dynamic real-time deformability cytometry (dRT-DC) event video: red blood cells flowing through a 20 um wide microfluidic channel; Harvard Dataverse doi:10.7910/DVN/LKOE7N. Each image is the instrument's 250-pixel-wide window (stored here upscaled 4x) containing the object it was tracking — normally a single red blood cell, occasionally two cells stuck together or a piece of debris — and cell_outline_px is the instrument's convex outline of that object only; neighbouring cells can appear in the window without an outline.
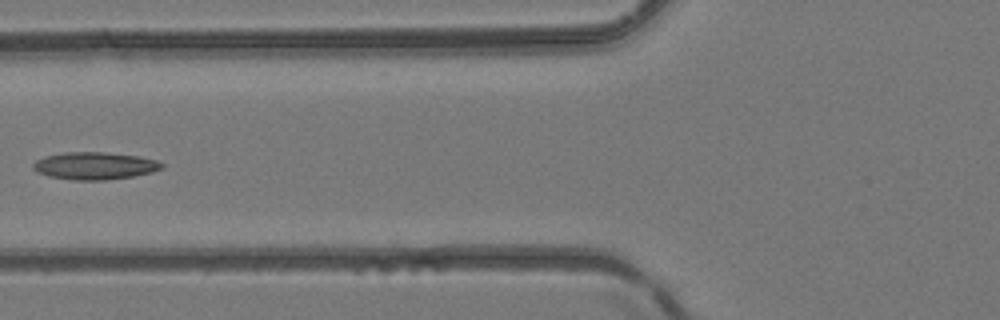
{"species": "common noctule bat (a hibernating species)", "species_latin": "Nyctalus noctula", "temperature_condition": "room temperature", "stored_images_in_passage": 6, "camera_frame_rate_fps": 3000, "um_per_image_px": 0.085, "animal": {"sex": "female", "body_mass_g": 24.6, "forearm_length_mm": 56.2}, "frame": {"image": 1, "passage_image": 6, "time_ms": 1.667, "image_size_px": [1000, 320], "cell_outline_px": [[164, 168], [152, 172], [132, 176], [104, 180], [72, 180], [48, 176], [36, 172], [32, 168], [32, 164], [36, 160], [44, 156], [64, 152], [104, 152], [140, 156], [156, 160], [164, 164]], "centroid_in_image_um": [8.03, 14.09], "position_along_channel_um": 117.8, "area_um2": 20.69}}